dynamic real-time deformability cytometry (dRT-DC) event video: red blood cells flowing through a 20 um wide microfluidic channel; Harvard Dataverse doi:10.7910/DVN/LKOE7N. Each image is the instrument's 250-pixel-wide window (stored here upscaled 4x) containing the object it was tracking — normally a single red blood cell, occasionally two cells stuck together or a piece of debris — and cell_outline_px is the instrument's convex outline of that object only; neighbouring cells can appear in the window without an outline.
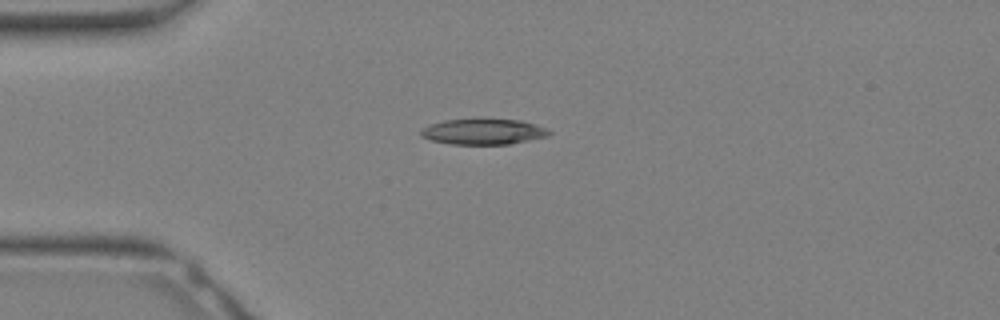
{"species": "Egyptian fruit bat (a non-hibernating species)", "species_latin": "Rousettus aegyptiacus", "temperature_condition": "warm", "stored_images_in_passage": 25, "camera_frame_rate_fps": 3000, "um_per_image_px": 0.085, "animal": {"sex": "female"}, "frame": {"image": 1, "passage_image": 1, "time_ms": 0.0, "image_size_px": [1000, 320], "cell_outline_px": [[552, 132], [548, 136], [508, 144], [452, 144], [432, 140], [420, 136], [420, 128], [428, 124], [444, 120], [476, 116], [480, 116], [520, 120], [536, 124], [548, 128]], "centroid_in_image_um": [41.06, 11.13], "position_along_channel_um": 43.9, "area_um2": 20.17}}
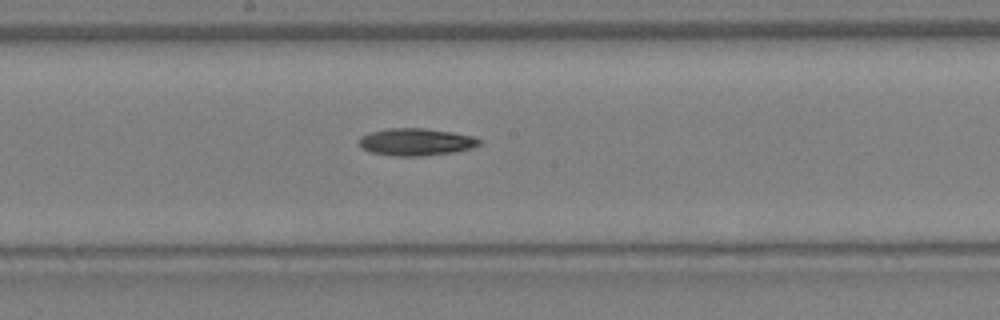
{"frame": {"image": 2, "passage_image": 10, "time_ms": 3.0, "image_size_px": [1000, 320], "cell_outline_px": [[484, 144], [472, 148], [456, 152], [424, 156], [392, 156], [368, 152], [360, 148], [356, 144], [356, 140], [360, 136], [368, 132], [388, 128], [424, 128], [452, 132], [472, 136], [484, 140]], "centroid_in_image_um": [35.33, 12.07], "position_along_channel_um": 212.9, "area_um2": 19.83}}
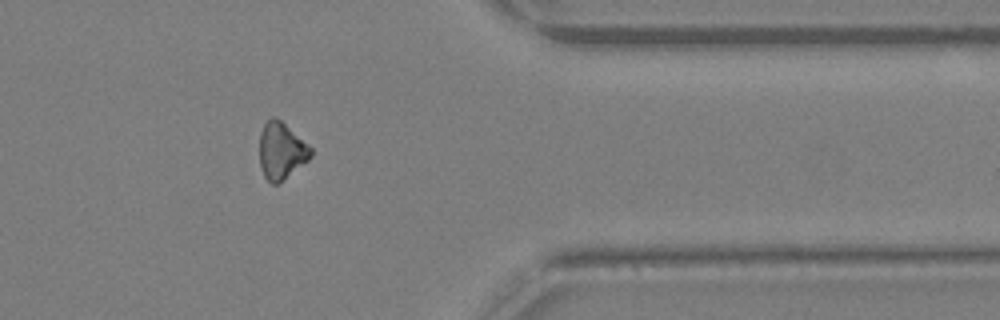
{"frame": {"image": 3, "passage_image": 19, "time_ms": 6.0, "image_size_px": [1000, 320], "cell_outline_px": [[312, 156], [308, 160], [276, 184], [272, 184], [264, 176], [260, 168], [260, 132], [264, 124], [272, 116], [280, 120], [308, 144], [312, 148]], "centroid_in_image_um": [23.9, 12.81], "position_along_channel_um": 387.5, "area_um2": 16.65}}